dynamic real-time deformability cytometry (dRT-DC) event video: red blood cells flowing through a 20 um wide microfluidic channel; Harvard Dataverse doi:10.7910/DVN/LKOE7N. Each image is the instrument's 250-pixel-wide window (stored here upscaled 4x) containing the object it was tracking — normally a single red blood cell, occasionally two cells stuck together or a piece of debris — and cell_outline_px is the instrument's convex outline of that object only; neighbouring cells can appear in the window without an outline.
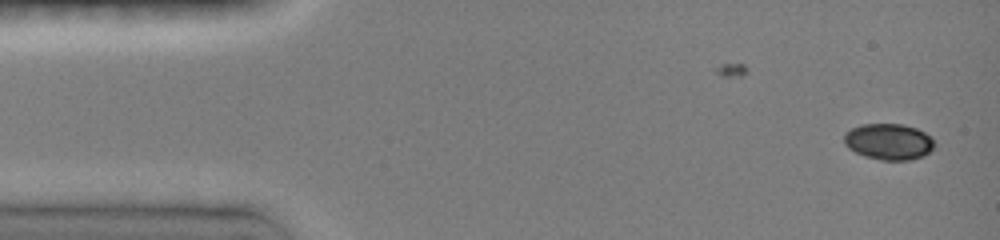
{"species": "common noctule bat (a hibernating species)", "species_latin": "Nyctalus noctula", "temperature_condition": "room temperature", "stored_images_in_passage": 46, "camera_frame_rate_fps": 3000, "um_per_image_px": 0.085, "animal": {"sex": "female", "body_mass_g": 19.0, "forearm_length_mm": 51.5}, "frame": {"image": 1, "passage_image": 1, "time_ms": 0.0, "image_size_px": [1000, 240], "cell_outline_px": [[932, 148], [928, 152], [920, 156], [908, 160], [884, 160], [864, 156], [848, 148], [844, 144], [844, 136], [852, 128], [864, 124], [900, 124], [916, 128], [924, 132], [932, 140]], "centroid_in_image_um": [75.49, 12.04], "position_along_channel_um": 9.5, "area_um2": 18.55}}
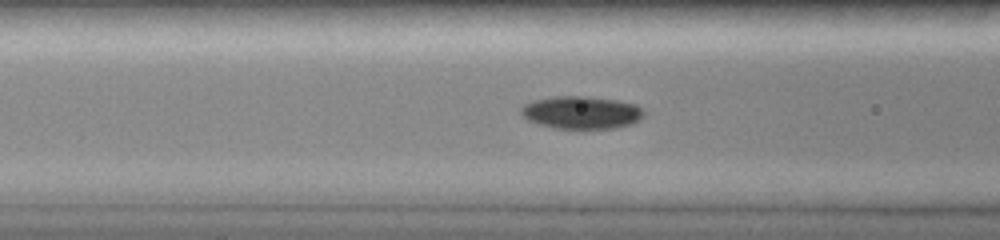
{"frame": {"image": 2, "passage_image": 17, "time_ms": 5.333, "image_size_px": [1000, 240], "cell_outline_px": [[644, 116], [640, 120], [632, 124], [612, 128], [556, 128], [540, 124], [528, 120], [520, 112], [520, 108], [524, 104], [532, 100], [552, 96], [584, 96], [616, 100], [636, 104], [644, 112]], "centroid_in_image_um": [49.41, 9.55], "position_along_channel_um": 117.2, "area_um2": 23.35}}
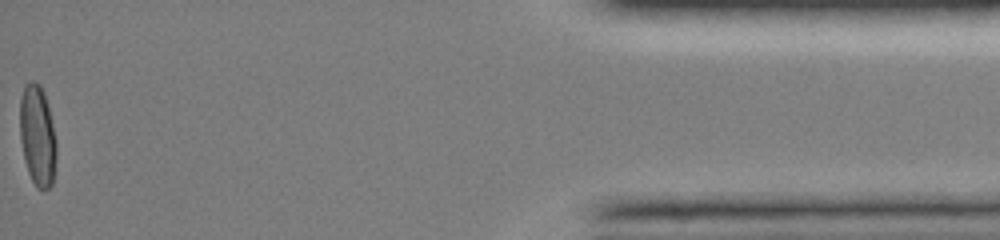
{"frame": {"image": 3, "passage_image": 46, "time_ms": 15.0, "image_size_px": [1000, 240], "cell_outline_px": [[56, 160], [52, 184], [48, 188], [36, 188], [28, 172], [24, 160], [20, 140], [20, 96], [24, 84], [28, 80], [32, 80], [40, 84], [44, 92], [48, 104], [56, 140]], "centroid_in_image_um": [3.17, 11.48], "position_along_channel_um": 432.0, "area_um2": 21.73}, "authors_computed_cell_mechanics": {"area_um2": 20.9814, "velocity_mm_per_s": 4.0928, "shape_relaxation_time_tau1_ms": 6.3576, "shape_relaxation_time_tau2_ms": 2.4041, "deformation_change_tau1": 0.1834, "deformation_change_tau2": 0.0364}}